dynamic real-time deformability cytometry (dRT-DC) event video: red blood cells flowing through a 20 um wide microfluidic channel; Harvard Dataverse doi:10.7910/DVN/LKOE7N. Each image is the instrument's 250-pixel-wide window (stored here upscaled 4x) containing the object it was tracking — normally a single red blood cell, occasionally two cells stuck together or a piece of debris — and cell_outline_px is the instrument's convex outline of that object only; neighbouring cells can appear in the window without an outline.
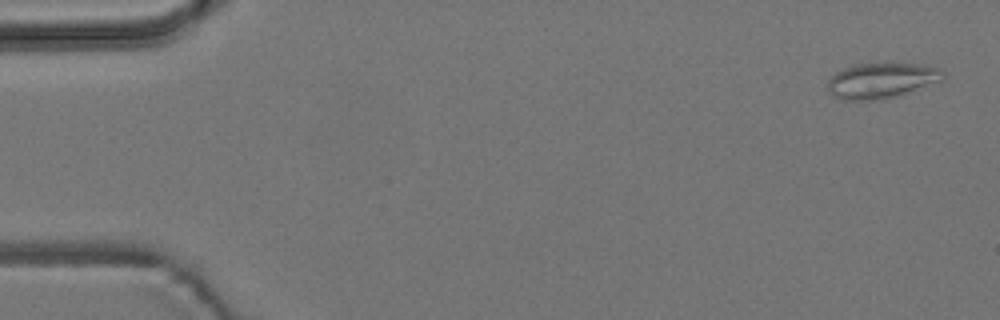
{"species": "common noctule bat (a hibernating species)", "species_latin": "Nyctalus noctula", "temperature_condition": "room temperature", "stored_images_in_passage": 6, "camera_frame_rate_fps": 3000, "um_per_image_px": 0.085, "animal": {"sex": "male", "body_mass_g": 19.2, "forearm_length_mm": 51.8}, "frame": {"image": 1, "passage_image": 1, "time_ms": 0.0, "image_size_px": [1000, 320], "cell_outline_px": [[944, 80], [896, 96], [872, 100], [844, 100], [836, 96], [828, 88], [828, 80], [836, 72], [844, 68], [856, 64], [920, 64], [940, 68], [944, 72]], "centroid_in_image_um": [74.96, 6.84], "position_along_channel_um": 10.0, "area_um2": 23.41}}
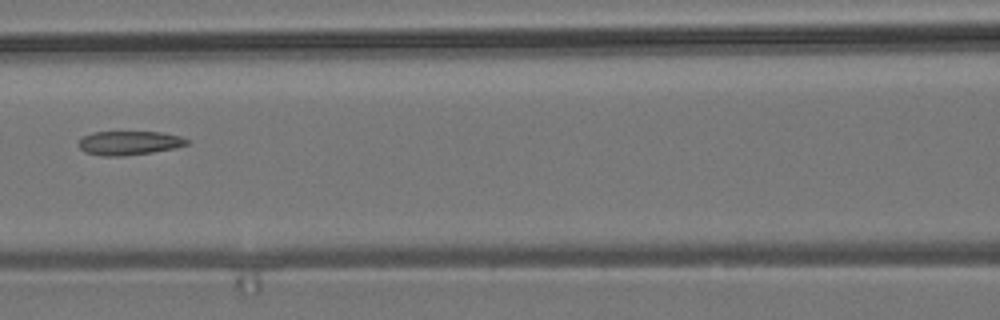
{"frame": {"image": 2, "passage_image": 6, "time_ms": 7.333, "image_size_px": [1000, 320], "cell_outline_px": [[188, 144], [176, 148], [152, 152], [124, 156], [104, 156], [84, 152], [76, 144], [84, 136], [92, 132], [160, 132], [180, 136], [188, 140]], "centroid_in_image_um": [10.96, 12.15], "position_along_channel_um": 155.6, "area_um2": 15.14}}